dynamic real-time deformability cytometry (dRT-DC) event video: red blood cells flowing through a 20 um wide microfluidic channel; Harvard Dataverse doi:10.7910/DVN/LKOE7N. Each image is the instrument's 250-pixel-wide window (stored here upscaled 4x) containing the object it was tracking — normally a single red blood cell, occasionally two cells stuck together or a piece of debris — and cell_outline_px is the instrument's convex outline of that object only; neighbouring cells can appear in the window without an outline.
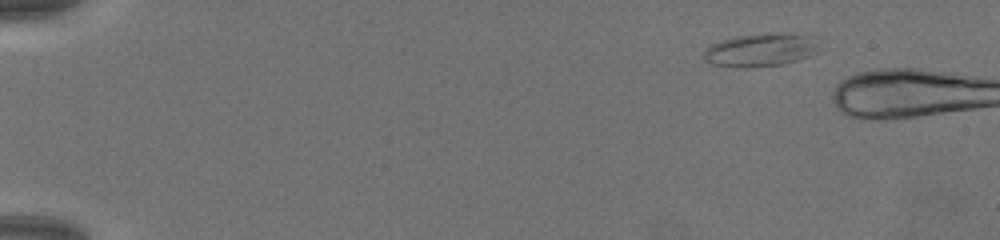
{"species": "common noctule bat (a hibernating species)", "species_latin": "Nyctalus noctula", "temperature_condition": "warm", "stored_images_in_passage": 4, "camera_frame_rate_fps": 3000, "um_per_image_px": 0.085, "animal": {"sex": "female", "body_mass_g": 19.5, "forearm_length_mm": 54.1}, "frame": {"image": 1, "passage_image": 1, "time_ms": 0.0, "image_size_px": [1000, 240], "cell_outline_px": [[820, 52], [812, 56], [784, 64], [744, 68], [740, 68], [712, 64], [704, 60], [704, 52], [712, 44], [724, 40], [740, 36], [768, 32], [812, 36]], "centroid_in_image_um": [64.69, 4.26], "position_along_channel_um": 20.3, "area_um2": 22.2}}